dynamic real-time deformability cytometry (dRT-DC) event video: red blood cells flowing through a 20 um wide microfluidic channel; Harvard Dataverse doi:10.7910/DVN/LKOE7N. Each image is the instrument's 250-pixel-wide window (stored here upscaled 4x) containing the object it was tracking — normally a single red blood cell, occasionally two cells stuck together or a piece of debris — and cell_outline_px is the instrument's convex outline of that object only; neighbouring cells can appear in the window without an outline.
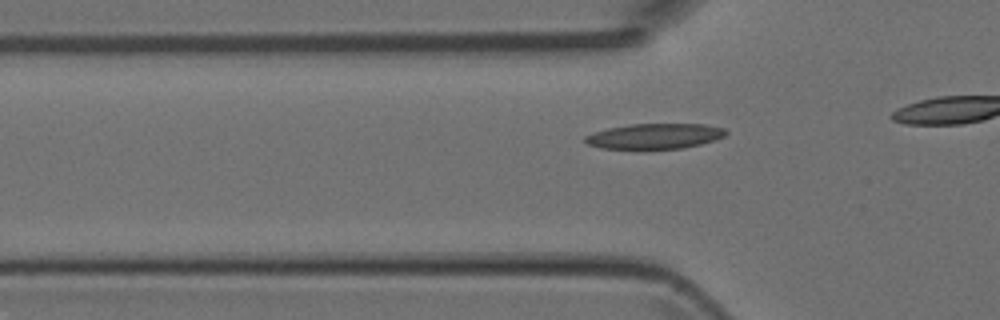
{"species": "Egyptian fruit bat (a non-hibernating species)", "species_latin": "Rousettus aegyptiacus", "temperature_condition": "room temperature", "stored_images_in_passage": 13, "camera_frame_rate_fps": 3000, "um_per_image_px": 0.085, "animal": {"sex": "female"}, "frame": {"image": 1, "passage_image": 8, "time_ms": 2.333, "image_size_px": [1000, 320], "cell_outline_px": [[728, 132], [724, 136], [716, 140], [684, 148], [600, 148], [588, 144], [584, 140], [584, 136], [592, 132], [608, 128], [632, 124], [704, 124], [724, 128]], "centroid_in_image_um": [55.66, 11.56], "position_along_channel_um": 70.1, "area_um2": 20.63}}